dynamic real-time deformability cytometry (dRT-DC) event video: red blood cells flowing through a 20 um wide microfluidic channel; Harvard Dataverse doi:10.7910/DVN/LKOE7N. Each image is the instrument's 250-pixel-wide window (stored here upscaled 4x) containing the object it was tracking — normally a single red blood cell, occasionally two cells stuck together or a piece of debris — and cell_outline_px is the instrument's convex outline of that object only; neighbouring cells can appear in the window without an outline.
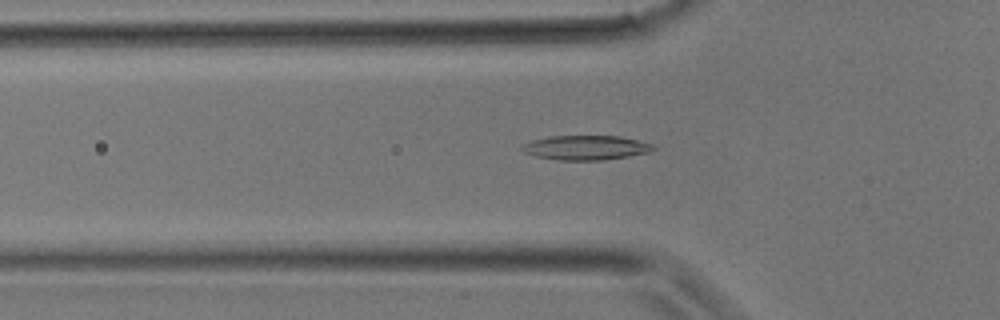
{"species": "common noctule bat (a hibernating species)", "species_latin": "Nyctalus noctula", "temperature_condition": "room temperature", "stored_images_in_passage": 24, "camera_frame_rate_fps": 3000, "um_per_image_px": 0.085, "animal": {"sex": "male", "body_mass_g": 17.9}, "frame": {"image": 1, "passage_image": 2, "time_ms": 0.333, "image_size_px": [1000, 320], "cell_outline_px": [[656, 148], [652, 152], [628, 156], [600, 160], [560, 160], [536, 156], [524, 152], [520, 148], [524, 144], [532, 140], [548, 136], [620, 136], [652, 144]], "centroid_in_image_um": [49.8, 12.54], "position_along_channel_um": 76.0, "area_um2": 18.61}}
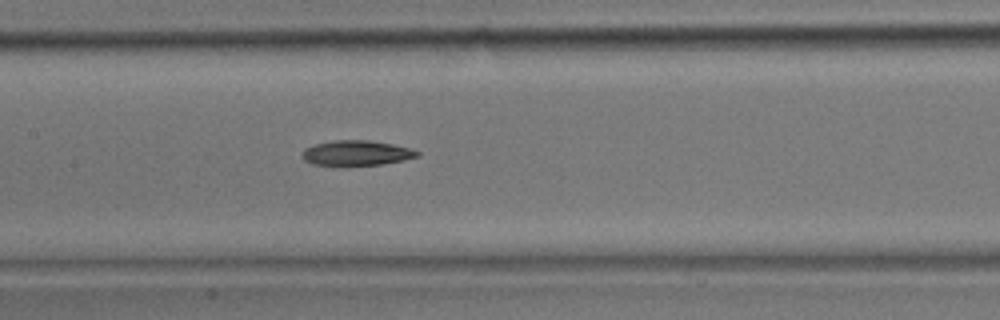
{"frame": {"image": 2, "passage_image": 7, "time_ms": 2.0, "image_size_px": [1000, 320], "cell_outline_px": [[420, 156], [404, 160], [384, 164], [312, 164], [304, 160], [300, 156], [304, 148], [316, 144], [332, 140], [368, 140], [392, 144], [408, 148], [420, 152]], "centroid_in_image_um": [30.29, 12.99], "position_along_channel_um": 177.1, "area_um2": 16.53}}
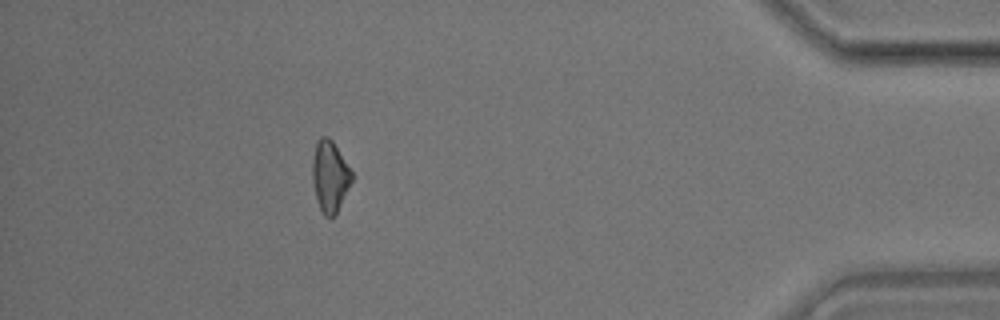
{"frame": {"image": 3, "passage_image": 21, "time_ms": 6.667, "image_size_px": [1000, 320], "cell_outline_px": [[352, 180], [336, 212], [332, 216], [324, 216], [320, 208], [316, 196], [312, 180], [312, 160], [316, 144], [320, 136], [328, 136], [332, 140], [352, 172]], "centroid_in_image_um": [28.02, 14.94], "position_along_channel_um": 407.2, "area_um2": 15.9}}